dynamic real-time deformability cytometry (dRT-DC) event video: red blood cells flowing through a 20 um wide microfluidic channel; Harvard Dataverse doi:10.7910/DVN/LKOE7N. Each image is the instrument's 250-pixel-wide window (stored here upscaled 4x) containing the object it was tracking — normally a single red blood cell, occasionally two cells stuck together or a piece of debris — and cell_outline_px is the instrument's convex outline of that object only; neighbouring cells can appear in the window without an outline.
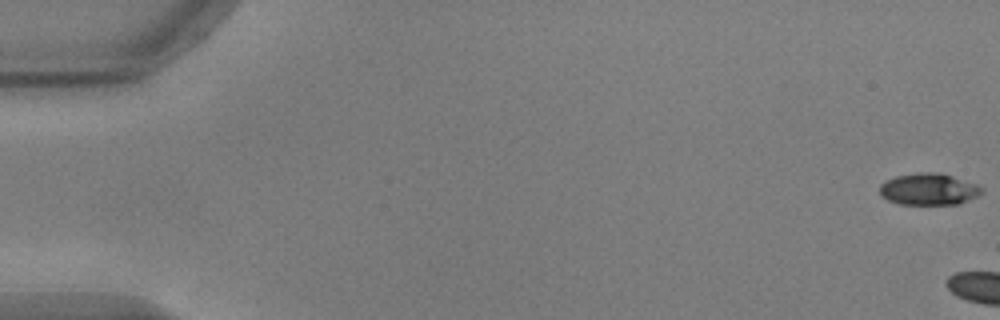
{"species": "common noctule bat (a hibernating species)", "species_latin": "Nyctalus noctula", "temperature_condition": "warm", "stored_images_in_passage": 5, "camera_frame_rate_fps": 3000, "um_per_image_px": 0.085, "animal": {"sex": "male", "body_mass_g": 17.9, "forearm_length_mm": 54.2}, "frame": {"image": 1, "passage_image": 1, "time_ms": 0.0, "image_size_px": [1000, 320], "cell_outline_px": [[984, 192], [960, 204], [900, 204], [888, 200], [880, 196], [880, 184], [896, 176], [920, 172], [940, 172], [976, 184], [984, 188]], "centroid_in_image_um": [78.95, 16.08], "position_along_channel_um": 6.0, "area_um2": 18.84}}